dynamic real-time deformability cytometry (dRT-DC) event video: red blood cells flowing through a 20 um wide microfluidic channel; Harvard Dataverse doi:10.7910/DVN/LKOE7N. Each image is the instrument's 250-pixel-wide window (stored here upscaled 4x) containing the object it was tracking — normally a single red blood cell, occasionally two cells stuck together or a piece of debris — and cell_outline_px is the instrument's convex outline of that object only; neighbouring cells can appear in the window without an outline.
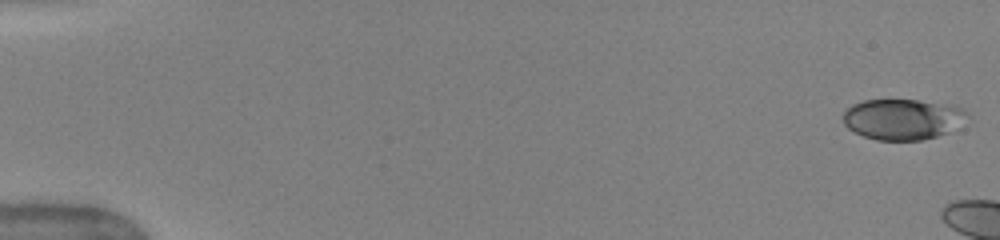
{"species": "human", "species_latin": "Homo sapiens", "temperature_condition": "warm", "stored_images_in_passage": 12, "camera_frame_rate_fps": 3000, "um_per_image_px": 0.085, "donor": {"sex": "female"}, "frame": {"image": 1, "passage_image": 1, "time_ms": 0.0, "image_size_px": [1000, 240], "cell_outline_px": [[964, 112], [948, 132], [924, 140], [876, 140], [864, 136], [848, 128], [844, 124], [844, 108], [852, 104], [864, 100], [916, 100], [952, 104], [960, 108]], "centroid_in_image_um": [76.58, 10.12], "position_along_channel_um": 8.4, "area_um2": 28.73}}